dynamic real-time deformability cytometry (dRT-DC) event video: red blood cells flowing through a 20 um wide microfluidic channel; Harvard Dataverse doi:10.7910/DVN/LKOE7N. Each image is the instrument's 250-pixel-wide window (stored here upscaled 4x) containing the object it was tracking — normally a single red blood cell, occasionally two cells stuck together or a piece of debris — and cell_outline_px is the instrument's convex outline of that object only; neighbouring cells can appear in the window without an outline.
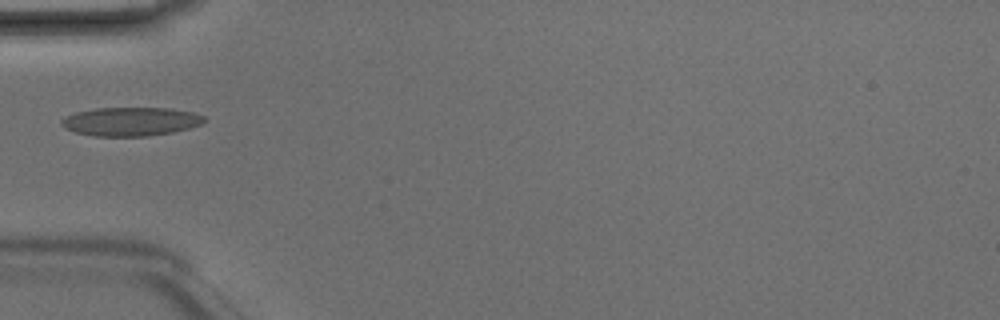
{"species": "Egyptian fruit bat (a non-hibernating species)", "species_latin": "Rousettus aegyptiacus", "temperature_condition": "room temperature", "stored_images_in_passage": 4, "camera_frame_rate_fps": 3000, "um_per_image_px": 0.085, "animal": {"sex": "male"}, "frame": {"image": 1, "passage_image": 4, "time_ms": 1.0, "image_size_px": [1000, 320], "cell_outline_px": [[208, 120], [204, 124], [172, 132], [148, 136], [92, 136], [76, 132], [64, 128], [60, 124], [60, 120], [76, 112], [96, 108], [172, 108], [192, 112], [204, 116]], "centroid_in_image_um": [11.14, 10.33], "position_along_channel_um": 73.9, "area_um2": 23.99}}